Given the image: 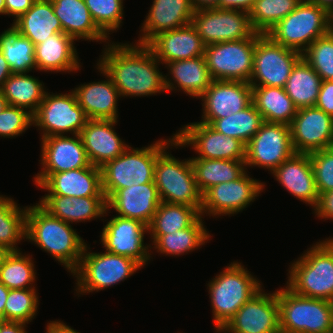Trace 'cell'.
Returning a JSON list of instances; mask_svg holds the SVG:
<instances>
[{
    "instance_id": "6da1fadb",
    "label": "cell",
    "mask_w": 333,
    "mask_h": 333,
    "mask_svg": "<svg viewBox=\"0 0 333 333\" xmlns=\"http://www.w3.org/2000/svg\"><path fill=\"white\" fill-rule=\"evenodd\" d=\"M97 65L109 76L121 98L148 97L166 92L160 62L146 44L110 41Z\"/></svg>"
},
{
    "instance_id": "7a4b0ae2",
    "label": "cell",
    "mask_w": 333,
    "mask_h": 333,
    "mask_svg": "<svg viewBox=\"0 0 333 333\" xmlns=\"http://www.w3.org/2000/svg\"><path fill=\"white\" fill-rule=\"evenodd\" d=\"M25 241L51 255L70 274L87 244L71 224L51 216L38 203L27 205Z\"/></svg>"
},
{
    "instance_id": "3957f363",
    "label": "cell",
    "mask_w": 333,
    "mask_h": 333,
    "mask_svg": "<svg viewBox=\"0 0 333 333\" xmlns=\"http://www.w3.org/2000/svg\"><path fill=\"white\" fill-rule=\"evenodd\" d=\"M206 284L215 333H218L247 301L265 288L262 281L238 260L228 263Z\"/></svg>"
},
{
    "instance_id": "277c9868",
    "label": "cell",
    "mask_w": 333,
    "mask_h": 333,
    "mask_svg": "<svg viewBox=\"0 0 333 333\" xmlns=\"http://www.w3.org/2000/svg\"><path fill=\"white\" fill-rule=\"evenodd\" d=\"M286 286L295 294L333 302V237L318 240L289 263Z\"/></svg>"
},
{
    "instance_id": "5b68a950",
    "label": "cell",
    "mask_w": 333,
    "mask_h": 333,
    "mask_svg": "<svg viewBox=\"0 0 333 333\" xmlns=\"http://www.w3.org/2000/svg\"><path fill=\"white\" fill-rule=\"evenodd\" d=\"M175 139L173 134L142 148L129 147L101 168L102 191L106 200L119 189L154 183L157 156ZM132 146V147H131Z\"/></svg>"
},
{
    "instance_id": "8992f818",
    "label": "cell",
    "mask_w": 333,
    "mask_h": 333,
    "mask_svg": "<svg viewBox=\"0 0 333 333\" xmlns=\"http://www.w3.org/2000/svg\"><path fill=\"white\" fill-rule=\"evenodd\" d=\"M90 249L87 243L79 266L71 274L76 284L74 295L78 297L116 286L143 268L129 257Z\"/></svg>"
},
{
    "instance_id": "52a82bcc",
    "label": "cell",
    "mask_w": 333,
    "mask_h": 333,
    "mask_svg": "<svg viewBox=\"0 0 333 333\" xmlns=\"http://www.w3.org/2000/svg\"><path fill=\"white\" fill-rule=\"evenodd\" d=\"M184 148L174 139L158 156L155 163L154 183L161 202L202 206V193L198 189L190 158H175L170 149ZM168 150V151H167ZM170 151V152H169Z\"/></svg>"
},
{
    "instance_id": "ba28073f",
    "label": "cell",
    "mask_w": 333,
    "mask_h": 333,
    "mask_svg": "<svg viewBox=\"0 0 333 333\" xmlns=\"http://www.w3.org/2000/svg\"><path fill=\"white\" fill-rule=\"evenodd\" d=\"M280 333H333V302L277 289Z\"/></svg>"
},
{
    "instance_id": "9c48e42d",
    "label": "cell",
    "mask_w": 333,
    "mask_h": 333,
    "mask_svg": "<svg viewBox=\"0 0 333 333\" xmlns=\"http://www.w3.org/2000/svg\"><path fill=\"white\" fill-rule=\"evenodd\" d=\"M331 29L332 15L325 8L309 0H302L267 35L275 43L302 54L309 45Z\"/></svg>"
},
{
    "instance_id": "30bf717a",
    "label": "cell",
    "mask_w": 333,
    "mask_h": 333,
    "mask_svg": "<svg viewBox=\"0 0 333 333\" xmlns=\"http://www.w3.org/2000/svg\"><path fill=\"white\" fill-rule=\"evenodd\" d=\"M88 120L72 89L69 93L47 91L33 114V127L40 131V139L55 135H78Z\"/></svg>"
},
{
    "instance_id": "8fae6325",
    "label": "cell",
    "mask_w": 333,
    "mask_h": 333,
    "mask_svg": "<svg viewBox=\"0 0 333 333\" xmlns=\"http://www.w3.org/2000/svg\"><path fill=\"white\" fill-rule=\"evenodd\" d=\"M262 34L239 41H227L205 46L204 57L212 80L249 83L253 72L256 40Z\"/></svg>"
},
{
    "instance_id": "7c38bea8",
    "label": "cell",
    "mask_w": 333,
    "mask_h": 333,
    "mask_svg": "<svg viewBox=\"0 0 333 333\" xmlns=\"http://www.w3.org/2000/svg\"><path fill=\"white\" fill-rule=\"evenodd\" d=\"M246 171L234 181L223 182L209 188L202 195L200 215L205 218H219L220 216H234L252 205L257 197L265 191L266 184L253 178Z\"/></svg>"
},
{
    "instance_id": "4fadbf2b",
    "label": "cell",
    "mask_w": 333,
    "mask_h": 333,
    "mask_svg": "<svg viewBox=\"0 0 333 333\" xmlns=\"http://www.w3.org/2000/svg\"><path fill=\"white\" fill-rule=\"evenodd\" d=\"M295 153L290 126L264 121L245 146L246 170L258 167L272 173Z\"/></svg>"
},
{
    "instance_id": "5bb4252c",
    "label": "cell",
    "mask_w": 333,
    "mask_h": 333,
    "mask_svg": "<svg viewBox=\"0 0 333 333\" xmlns=\"http://www.w3.org/2000/svg\"><path fill=\"white\" fill-rule=\"evenodd\" d=\"M302 54L275 43L267 34H262L254 49L251 86L284 88L292 68Z\"/></svg>"
},
{
    "instance_id": "9a60e30c",
    "label": "cell",
    "mask_w": 333,
    "mask_h": 333,
    "mask_svg": "<svg viewBox=\"0 0 333 333\" xmlns=\"http://www.w3.org/2000/svg\"><path fill=\"white\" fill-rule=\"evenodd\" d=\"M103 222L106 223L100 231L99 241L105 251L129 257L142 267L148 265L153 257L150 243H144L148 235V227L144 223L117 215H112L109 220L105 218Z\"/></svg>"
},
{
    "instance_id": "2e32d148",
    "label": "cell",
    "mask_w": 333,
    "mask_h": 333,
    "mask_svg": "<svg viewBox=\"0 0 333 333\" xmlns=\"http://www.w3.org/2000/svg\"><path fill=\"white\" fill-rule=\"evenodd\" d=\"M191 24L205 46L239 41L251 37L255 31L248 12L232 9H200L193 13Z\"/></svg>"
},
{
    "instance_id": "e0dca14e",
    "label": "cell",
    "mask_w": 333,
    "mask_h": 333,
    "mask_svg": "<svg viewBox=\"0 0 333 333\" xmlns=\"http://www.w3.org/2000/svg\"><path fill=\"white\" fill-rule=\"evenodd\" d=\"M174 135L183 147L190 146L198 154L190 158L245 161V145L240 140L223 135L202 122L183 125Z\"/></svg>"
},
{
    "instance_id": "ac0fdd59",
    "label": "cell",
    "mask_w": 333,
    "mask_h": 333,
    "mask_svg": "<svg viewBox=\"0 0 333 333\" xmlns=\"http://www.w3.org/2000/svg\"><path fill=\"white\" fill-rule=\"evenodd\" d=\"M39 172L33 175L35 186L41 185L52 173L91 167L80 135H55L40 139Z\"/></svg>"
},
{
    "instance_id": "d6986e66",
    "label": "cell",
    "mask_w": 333,
    "mask_h": 333,
    "mask_svg": "<svg viewBox=\"0 0 333 333\" xmlns=\"http://www.w3.org/2000/svg\"><path fill=\"white\" fill-rule=\"evenodd\" d=\"M218 333H280L277 289L262 288Z\"/></svg>"
},
{
    "instance_id": "ffe728a7",
    "label": "cell",
    "mask_w": 333,
    "mask_h": 333,
    "mask_svg": "<svg viewBox=\"0 0 333 333\" xmlns=\"http://www.w3.org/2000/svg\"><path fill=\"white\" fill-rule=\"evenodd\" d=\"M289 126L296 153L310 154L333 147V117L315 106L299 108Z\"/></svg>"
},
{
    "instance_id": "44dd1931",
    "label": "cell",
    "mask_w": 333,
    "mask_h": 333,
    "mask_svg": "<svg viewBox=\"0 0 333 333\" xmlns=\"http://www.w3.org/2000/svg\"><path fill=\"white\" fill-rule=\"evenodd\" d=\"M202 102L199 122L209 125L213 120L242 111L252 103V87L247 82L213 80L198 98Z\"/></svg>"
},
{
    "instance_id": "7402d4cb",
    "label": "cell",
    "mask_w": 333,
    "mask_h": 333,
    "mask_svg": "<svg viewBox=\"0 0 333 333\" xmlns=\"http://www.w3.org/2000/svg\"><path fill=\"white\" fill-rule=\"evenodd\" d=\"M161 200L155 183L132 185L115 191L107 200L104 216L116 212L117 216L139 220L147 227L151 223Z\"/></svg>"
},
{
    "instance_id": "603a6c76",
    "label": "cell",
    "mask_w": 333,
    "mask_h": 333,
    "mask_svg": "<svg viewBox=\"0 0 333 333\" xmlns=\"http://www.w3.org/2000/svg\"><path fill=\"white\" fill-rule=\"evenodd\" d=\"M271 175L291 196L310 206L312 212L317 208L320 196L309 154L295 153Z\"/></svg>"
},
{
    "instance_id": "cb8c5ba5",
    "label": "cell",
    "mask_w": 333,
    "mask_h": 333,
    "mask_svg": "<svg viewBox=\"0 0 333 333\" xmlns=\"http://www.w3.org/2000/svg\"><path fill=\"white\" fill-rule=\"evenodd\" d=\"M118 122L119 120L89 119L82 128L79 135L93 166L102 167L129 147L116 132Z\"/></svg>"
},
{
    "instance_id": "d4e9b609",
    "label": "cell",
    "mask_w": 333,
    "mask_h": 333,
    "mask_svg": "<svg viewBox=\"0 0 333 333\" xmlns=\"http://www.w3.org/2000/svg\"><path fill=\"white\" fill-rule=\"evenodd\" d=\"M103 80L81 83L73 89L77 102L88 119L118 120L120 93L109 76L96 64Z\"/></svg>"
},
{
    "instance_id": "484cf974",
    "label": "cell",
    "mask_w": 333,
    "mask_h": 333,
    "mask_svg": "<svg viewBox=\"0 0 333 333\" xmlns=\"http://www.w3.org/2000/svg\"><path fill=\"white\" fill-rule=\"evenodd\" d=\"M193 13L190 0H152L134 42L147 44L161 32L186 26L191 23Z\"/></svg>"
},
{
    "instance_id": "4316f807",
    "label": "cell",
    "mask_w": 333,
    "mask_h": 333,
    "mask_svg": "<svg viewBox=\"0 0 333 333\" xmlns=\"http://www.w3.org/2000/svg\"><path fill=\"white\" fill-rule=\"evenodd\" d=\"M162 66L172 61L204 56L205 44L192 24L164 31L146 44Z\"/></svg>"
},
{
    "instance_id": "83f0119b",
    "label": "cell",
    "mask_w": 333,
    "mask_h": 333,
    "mask_svg": "<svg viewBox=\"0 0 333 333\" xmlns=\"http://www.w3.org/2000/svg\"><path fill=\"white\" fill-rule=\"evenodd\" d=\"M75 42L71 36L61 32L51 35L42 43L35 45L34 56L37 71L70 74L81 70L82 63Z\"/></svg>"
},
{
    "instance_id": "f1b7e54d",
    "label": "cell",
    "mask_w": 333,
    "mask_h": 333,
    "mask_svg": "<svg viewBox=\"0 0 333 333\" xmlns=\"http://www.w3.org/2000/svg\"><path fill=\"white\" fill-rule=\"evenodd\" d=\"M37 188L45 195L67 197L104 196L102 191L101 168L97 166L52 173Z\"/></svg>"
},
{
    "instance_id": "f546056e",
    "label": "cell",
    "mask_w": 333,
    "mask_h": 333,
    "mask_svg": "<svg viewBox=\"0 0 333 333\" xmlns=\"http://www.w3.org/2000/svg\"><path fill=\"white\" fill-rule=\"evenodd\" d=\"M38 204L51 216L72 225L96 219L103 221L107 208L105 196L76 198L62 195H44L41 196Z\"/></svg>"
},
{
    "instance_id": "4dcf8cb0",
    "label": "cell",
    "mask_w": 333,
    "mask_h": 333,
    "mask_svg": "<svg viewBox=\"0 0 333 333\" xmlns=\"http://www.w3.org/2000/svg\"><path fill=\"white\" fill-rule=\"evenodd\" d=\"M166 93L183 92L198 99L213 81L204 56L172 61L164 65Z\"/></svg>"
},
{
    "instance_id": "1f68e13d",
    "label": "cell",
    "mask_w": 333,
    "mask_h": 333,
    "mask_svg": "<svg viewBox=\"0 0 333 333\" xmlns=\"http://www.w3.org/2000/svg\"><path fill=\"white\" fill-rule=\"evenodd\" d=\"M54 14L59 19L63 33L75 41L100 42L111 40L97 27L84 0H51Z\"/></svg>"
},
{
    "instance_id": "d6a6232c",
    "label": "cell",
    "mask_w": 333,
    "mask_h": 333,
    "mask_svg": "<svg viewBox=\"0 0 333 333\" xmlns=\"http://www.w3.org/2000/svg\"><path fill=\"white\" fill-rule=\"evenodd\" d=\"M204 217L200 216L190 227L162 236L150 237L151 253L179 257L202 248L212 240L209 230L205 226Z\"/></svg>"
},
{
    "instance_id": "836d02e7",
    "label": "cell",
    "mask_w": 333,
    "mask_h": 333,
    "mask_svg": "<svg viewBox=\"0 0 333 333\" xmlns=\"http://www.w3.org/2000/svg\"><path fill=\"white\" fill-rule=\"evenodd\" d=\"M11 26L34 45L42 43L49 36L61 33L62 26L54 14L51 0H36L34 5Z\"/></svg>"
},
{
    "instance_id": "e575fe53",
    "label": "cell",
    "mask_w": 333,
    "mask_h": 333,
    "mask_svg": "<svg viewBox=\"0 0 333 333\" xmlns=\"http://www.w3.org/2000/svg\"><path fill=\"white\" fill-rule=\"evenodd\" d=\"M252 103L265 122L290 125L298 108L284 88L251 86Z\"/></svg>"
},
{
    "instance_id": "d590c367",
    "label": "cell",
    "mask_w": 333,
    "mask_h": 333,
    "mask_svg": "<svg viewBox=\"0 0 333 333\" xmlns=\"http://www.w3.org/2000/svg\"><path fill=\"white\" fill-rule=\"evenodd\" d=\"M0 90L8 105L25 108L34 114L49 89L38 77L28 73H12Z\"/></svg>"
},
{
    "instance_id": "8d00e7d4",
    "label": "cell",
    "mask_w": 333,
    "mask_h": 333,
    "mask_svg": "<svg viewBox=\"0 0 333 333\" xmlns=\"http://www.w3.org/2000/svg\"><path fill=\"white\" fill-rule=\"evenodd\" d=\"M202 195L211 187L240 178L247 170L245 161L190 158Z\"/></svg>"
},
{
    "instance_id": "74e56055",
    "label": "cell",
    "mask_w": 333,
    "mask_h": 333,
    "mask_svg": "<svg viewBox=\"0 0 333 333\" xmlns=\"http://www.w3.org/2000/svg\"><path fill=\"white\" fill-rule=\"evenodd\" d=\"M322 81L320 75L301 57L292 68L284 89L298 109L314 107Z\"/></svg>"
},
{
    "instance_id": "f35d334b",
    "label": "cell",
    "mask_w": 333,
    "mask_h": 333,
    "mask_svg": "<svg viewBox=\"0 0 333 333\" xmlns=\"http://www.w3.org/2000/svg\"><path fill=\"white\" fill-rule=\"evenodd\" d=\"M0 50L12 73L37 71L34 56L35 45L30 39L20 35L12 26L0 33Z\"/></svg>"
},
{
    "instance_id": "ab89813d",
    "label": "cell",
    "mask_w": 333,
    "mask_h": 333,
    "mask_svg": "<svg viewBox=\"0 0 333 333\" xmlns=\"http://www.w3.org/2000/svg\"><path fill=\"white\" fill-rule=\"evenodd\" d=\"M27 206H21L11 196L0 195V244L11 251H21L25 241Z\"/></svg>"
},
{
    "instance_id": "60d3db41",
    "label": "cell",
    "mask_w": 333,
    "mask_h": 333,
    "mask_svg": "<svg viewBox=\"0 0 333 333\" xmlns=\"http://www.w3.org/2000/svg\"><path fill=\"white\" fill-rule=\"evenodd\" d=\"M196 207L161 202L148 226L150 236H162L190 227L199 217Z\"/></svg>"
},
{
    "instance_id": "b9f144b4",
    "label": "cell",
    "mask_w": 333,
    "mask_h": 333,
    "mask_svg": "<svg viewBox=\"0 0 333 333\" xmlns=\"http://www.w3.org/2000/svg\"><path fill=\"white\" fill-rule=\"evenodd\" d=\"M33 255L12 251L0 269V282L8 289H37Z\"/></svg>"
},
{
    "instance_id": "7bdbcfd3",
    "label": "cell",
    "mask_w": 333,
    "mask_h": 333,
    "mask_svg": "<svg viewBox=\"0 0 333 333\" xmlns=\"http://www.w3.org/2000/svg\"><path fill=\"white\" fill-rule=\"evenodd\" d=\"M263 122L261 113L251 103L242 111L213 120L209 125L223 135L240 140L246 146Z\"/></svg>"
},
{
    "instance_id": "ee69618b",
    "label": "cell",
    "mask_w": 333,
    "mask_h": 333,
    "mask_svg": "<svg viewBox=\"0 0 333 333\" xmlns=\"http://www.w3.org/2000/svg\"><path fill=\"white\" fill-rule=\"evenodd\" d=\"M302 0H256L249 11L256 33L267 34L279 21L292 12Z\"/></svg>"
},
{
    "instance_id": "f6af8a7d",
    "label": "cell",
    "mask_w": 333,
    "mask_h": 333,
    "mask_svg": "<svg viewBox=\"0 0 333 333\" xmlns=\"http://www.w3.org/2000/svg\"><path fill=\"white\" fill-rule=\"evenodd\" d=\"M37 289H9L4 308V321L30 324L37 316L39 295Z\"/></svg>"
},
{
    "instance_id": "bcb514c9",
    "label": "cell",
    "mask_w": 333,
    "mask_h": 333,
    "mask_svg": "<svg viewBox=\"0 0 333 333\" xmlns=\"http://www.w3.org/2000/svg\"><path fill=\"white\" fill-rule=\"evenodd\" d=\"M97 27L109 38L120 30L124 18L125 0H84Z\"/></svg>"
},
{
    "instance_id": "7dc6e473",
    "label": "cell",
    "mask_w": 333,
    "mask_h": 333,
    "mask_svg": "<svg viewBox=\"0 0 333 333\" xmlns=\"http://www.w3.org/2000/svg\"><path fill=\"white\" fill-rule=\"evenodd\" d=\"M302 57L322 80H333V29L309 45Z\"/></svg>"
},
{
    "instance_id": "c3c4849f",
    "label": "cell",
    "mask_w": 333,
    "mask_h": 333,
    "mask_svg": "<svg viewBox=\"0 0 333 333\" xmlns=\"http://www.w3.org/2000/svg\"><path fill=\"white\" fill-rule=\"evenodd\" d=\"M33 126V114L27 109L7 105L0 113V137L16 138Z\"/></svg>"
},
{
    "instance_id": "681fc988",
    "label": "cell",
    "mask_w": 333,
    "mask_h": 333,
    "mask_svg": "<svg viewBox=\"0 0 333 333\" xmlns=\"http://www.w3.org/2000/svg\"><path fill=\"white\" fill-rule=\"evenodd\" d=\"M319 196L333 190V147L309 154Z\"/></svg>"
},
{
    "instance_id": "f907efd6",
    "label": "cell",
    "mask_w": 333,
    "mask_h": 333,
    "mask_svg": "<svg viewBox=\"0 0 333 333\" xmlns=\"http://www.w3.org/2000/svg\"><path fill=\"white\" fill-rule=\"evenodd\" d=\"M315 107L333 117V80H323Z\"/></svg>"
},
{
    "instance_id": "816d5d0a",
    "label": "cell",
    "mask_w": 333,
    "mask_h": 333,
    "mask_svg": "<svg viewBox=\"0 0 333 333\" xmlns=\"http://www.w3.org/2000/svg\"><path fill=\"white\" fill-rule=\"evenodd\" d=\"M315 217L325 220H333V190L320 196L317 208L313 211Z\"/></svg>"
},
{
    "instance_id": "f5cc1de1",
    "label": "cell",
    "mask_w": 333,
    "mask_h": 333,
    "mask_svg": "<svg viewBox=\"0 0 333 333\" xmlns=\"http://www.w3.org/2000/svg\"><path fill=\"white\" fill-rule=\"evenodd\" d=\"M36 2V0H5L6 16H10L13 22L22 14L26 13Z\"/></svg>"
},
{
    "instance_id": "db71d44e",
    "label": "cell",
    "mask_w": 333,
    "mask_h": 333,
    "mask_svg": "<svg viewBox=\"0 0 333 333\" xmlns=\"http://www.w3.org/2000/svg\"><path fill=\"white\" fill-rule=\"evenodd\" d=\"M254 1L256 0H219L217 8L241 10L249 13Z\"/></svg>"
},
{
    "instance_id": "11a10c76",
    "label": "cell",
    "mask_w": 333,
    "mask_h": 333,
    "mask_svg": "<svg viewBox=\"0 0 333 333\" xmlns=\"http://www.w3.org/2000/svg\"><path fill=\"white\" fill-rule=\"evenodd\" d=\"M45 333H81L76 329L64 323L63 320H50L47 322L45 327Z\"/></svg>"
},
{
    "instance_id": "9f6ffc18",
    "label": "cell",
    "mask_w": 333,
    "mask_h": 333,
    "mask_svg": "<svg viewBox=\"0 0 333 333\" xmlns=\"http://www.w3.org/2000/svg\"><path fill=\"white\" fill-rule=\"evenodd\" d=\"M28 324L0 320V333H27Z\"/></svg>"
},
{
    "instance_id": "6f0895ef",
    "label": "cell",
    "mask_w": 333,
    "mask_h": 333,
    "mask_svg": "<svg viewBox=\"0 0 333 333\" xmlns=\"http://www.w3.org/2000/svg\"><path fill=\"white\" fill-rule=\"evenodd\" d=\"M11 74V68L0 50V89Z\"/></svg>"
},
{
    "instance_id": "680465c9",
    "label": "cell",
    "mask_w": 333,
    "mask_h": 333,
    "mask_svg": "<svg viewBox=\"0 0 333 333\" xmlns=\"http://www.w3.org/2000/svg\"><path fill=\"white\" fill-rule=\"evenodd\" d=\"M194 11L200 9L217 8L219 0H190Z\"/></svg>"
},
{
    "instance_id": "91938a15",
    "label": "cell",
    "mask_w": 333,
    "mask_h": 333,
    "mask_svg": "<svg viewBox=\"0 0 333 333\" xmlns=\"http://www.w3.org/2000/svg\"><path fill=\"white\" fill-rule=\"evenodd\" d=\"M9 294V289L0 282V320L4 321V308Z\"/></svg>"
},
{
    "instance_id": "94428289",
    "label": "cell",
    "mask_w": 333,
    "mask_h": 333,
    "mask_svg": "<svg viewBox=\"0 0 333 333\" xmlns=\"http://www.w3.org/2000/svg\"><path fill=\"white\" fill-rule=\"evenodd\" d=\"M311 3L325 8L331 15L333 13V0H309Z\"/></svg>"
},
{
    "instance_id": "6125c7cd",
    "label": "cell",
    "mask_w": 333,
    "mask_h": 333,
    "mask_svg": "<svg viewBox=\"0 0 333 333\" xmlns=\"http://www.w3.org/2000/svg\"><path fill=\"white\" fill-rule=\"evenodd\" d=\"M11 252L12 251L9 248L0 244V269Z\"/></svg>"
},
{
    "instance_id": "be15d7a7",
    "label": "cell",
    "mask_w": 333,
    "mask_h": 333,
    "mask_svg": "<svg viewBox=\"0 0 333 333\" xmlns=\"http://www.w3.org/2000/svg\"><path fill=\"white\" fill-rule=\"evenodd\" d=\"M8 105L4 95L0 90V113L4 110V108Z\"/></svg>"
},
{
    "instance_id": "e7e4bbea",
    "label": "cell",
    "mask_w": 333,
    "mask_h": 333,
    "mask_svg": "<svg viewBox=\"0 0 333 333\" xmlns=\"http://www.w3.org/2000/svg\"><path fill=\"white\" fill-rule=\"evenodd\" d=\"M0 15L6 16V12H5V0H0Z\"/></svg>"
},
{
    "instance_id": "03108f58",
    "label": "cell",
    "mask_w": 333,
    "mask_h": 333,
    "mask_svg": "<svg viewBox=\"0 0 333 333\" xmlns=\"http://www.w3.org/2000/svg\"><path fill=\"white\" fill-rule=\"evenodd\" d=\"M332 29H333V13H332Z\"/></svg>"
}]
</instances>
